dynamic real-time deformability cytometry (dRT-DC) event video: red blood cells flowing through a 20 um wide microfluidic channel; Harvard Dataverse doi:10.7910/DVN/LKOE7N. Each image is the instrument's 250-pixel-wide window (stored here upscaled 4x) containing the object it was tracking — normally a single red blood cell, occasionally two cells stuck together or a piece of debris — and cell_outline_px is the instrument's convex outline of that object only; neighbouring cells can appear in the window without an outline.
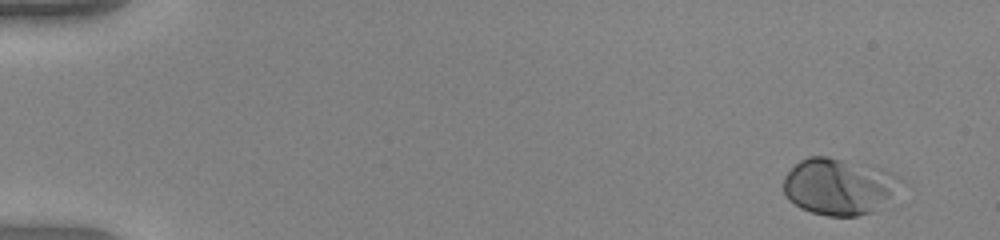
{"species": "human", "species_latin": "Homo sapiens", "temperature_condition": "warm", "stored_images_in_passage": 50, "camera_frame_rate_fps": 3000, "um_per_image_px": 0.085, "donor": {"sex": "female"}, "frame": {"image": 1, "passage_image": 1, "time_ms": 0.0, "image_size_px": [1000, 240], "cell_outline_px": [[908, 184], [872, 212], [856, 216], [828, 216], [812, 212], [800, 208], [788, 200], [784, 192], [784, 176], [800, 160], [808, 156], [828, 156], [868, 164], [884, 168], [900, 176]], "centroid_in_image_um": [71.38, 15.83], "position_along_channel_um": 13.6, "area_um2": 39.42}}
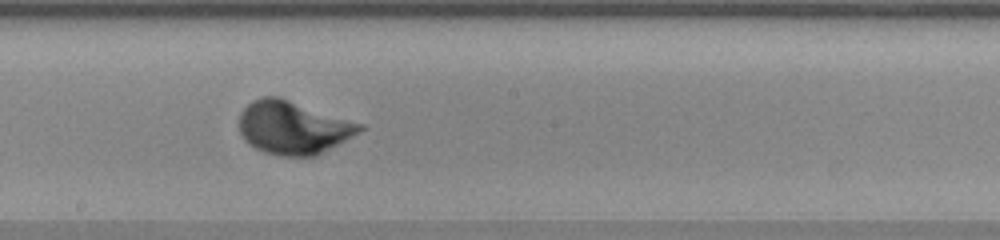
{"frame": {"image": 2, "passage_image": 28, "time_ms": 9.0, "image_size_px": [1000, 240], "cell_outline_px": [[368, 128], [316, 156], [280, 156], [264, 152], [248, 144], [244, 140], [240, 132], [240, 112], [252, 100], [264, 96], [280, 96], [364, 124]], "centroid_in_image_um": [24.94, 10.83], "position_along_channel_um": 223.3, "area_um2": 37.69}}
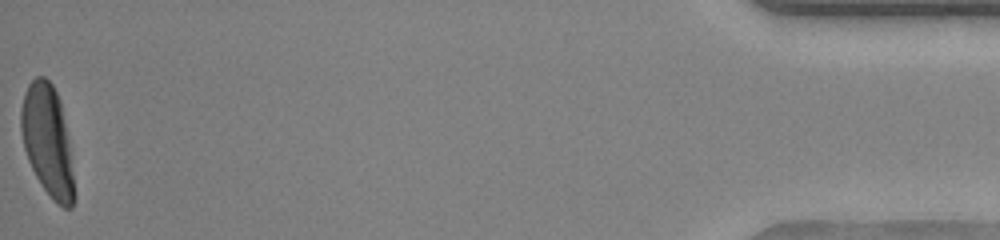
{"frame": {"image": 3, "passage_image": 50, "time_ms": 16.333, "image_size_px": [1000, 240], "cell_outline_px": [[72, 208], [64, 208], [56, 204], [52, 200], [36, 176], [28, 160], [24, 148], [20, 132], [20, 108], [24, 92], [28, 84], [36, 76], [44, 76], [52, 84], [60, 100], [68, 140], [72, 176]], "centroid_in_image_um": [3.98, 11.9], "position_along_channel_um": 431.2, "area_um2": 33.81}}